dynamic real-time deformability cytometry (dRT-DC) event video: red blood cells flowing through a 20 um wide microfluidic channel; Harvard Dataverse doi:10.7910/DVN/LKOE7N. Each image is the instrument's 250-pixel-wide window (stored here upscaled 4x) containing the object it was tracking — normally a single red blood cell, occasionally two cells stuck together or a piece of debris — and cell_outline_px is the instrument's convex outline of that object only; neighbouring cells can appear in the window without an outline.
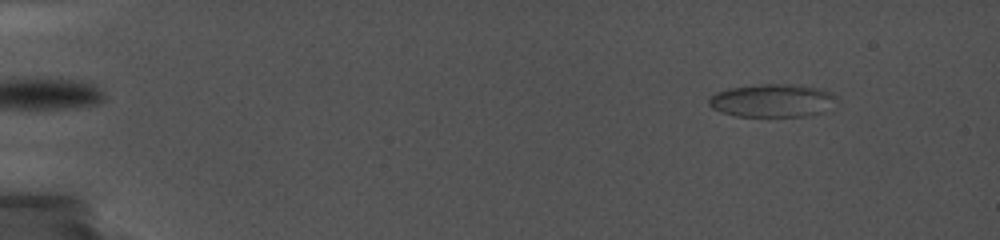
{"species": "common noctule bat (a hibernating species)", "species_latin": "Nyctalus noctula", "temperature_condition": "cold", "stored_images_in_passage": 98, "camera_frame_rate_fps": 5000, "um_per_image_px": 0.085, "animal": {"sex": "female", "body_mass_g": 19.0, "forearm_length_mm": 56.7}, "frame": {"image": 1, "passage_image": 4, "time_ms": 0.6, "image_size_px": [1000, 240], "cell_outline_px": [[836, 96], [820, 112], [808, 116], [736, 116], [720, 112], [712, 108], [708, 104], [708, 100], [716, 92], [728, 88], [760, 84], [804, 84], [824, 88], [832, 92]], "centroid_in_image_um": [65.6, 8.52], "position_along_channel_um": 19.4, "area_um2": 24.57}}
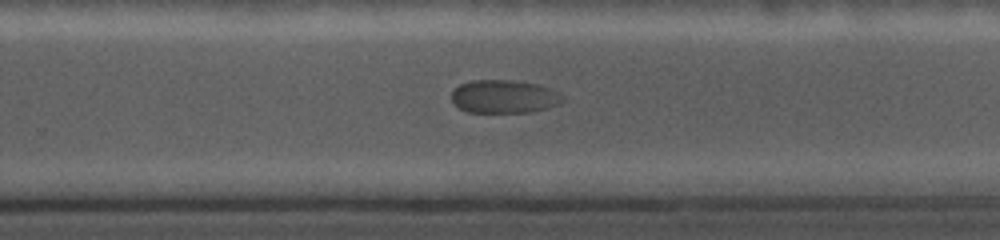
{"frame": {"image": 2, "passage_image": 82, "time_ms": 11.8, "image_size_px": [1000, 240], "cell_outline_px": [[564, 100], [560, 104], [548, 108], [528, 112], [468, 112], [460, 108], [452, 100], [452, 92], [460, 84], [472, 80], [512, 80], [540, 84], [552, 88], [560, 92], [564, 96]], "centroid_in_image_um": [42.92, 8.2], "position_along_channel_um": 286.9, "area_um2": 21.68}}
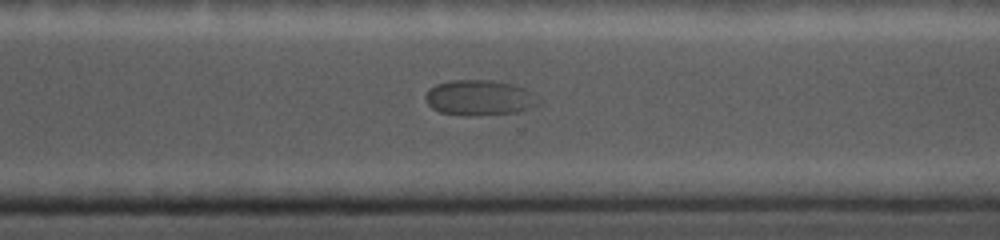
{"frame": {"image": 3, "passage_image": 91, "time_ms": 13.0, "image_size_px": [1000, 240], "cell_outline_px": [[540, 104], [516, 112], [472, 116], [440, 112], [432, 108], [428, 104], [424, 96], [428, 88], [436, 84], [448, 80], [492, 80], [512, 84], [524, 88], [532, 92], [540, 100]], "centroid_in_image_um": [40.73, 8.3], "position_along_channel_um": 329.9, "area_um2": 23.41}}